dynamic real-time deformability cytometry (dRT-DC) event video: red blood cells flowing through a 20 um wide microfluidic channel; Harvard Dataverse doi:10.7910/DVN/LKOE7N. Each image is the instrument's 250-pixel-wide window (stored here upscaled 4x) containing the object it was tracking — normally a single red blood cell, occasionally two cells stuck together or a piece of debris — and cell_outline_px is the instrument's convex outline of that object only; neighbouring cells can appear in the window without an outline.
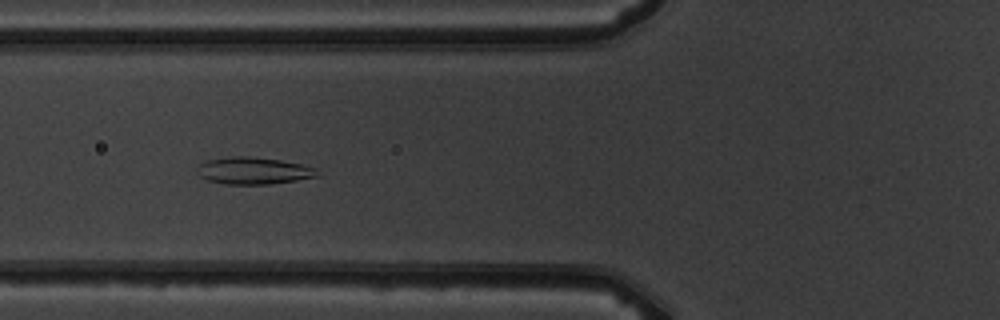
{"species": "common noctule bat (a hibernating species)", "species_latin": "Nyctalus noctula", "temperature_condition": "warm", "stored_images_in_passage": 10, "camera_frame_rate_fps": 3000, "um_per_image_px": 0.085, "animal": {"sex": "male", "body_mass_g": 19.5, "forearm_length_mm": 54.6}, "frame": {"image": 1, "passage_image": 7, "time_ms": 6.667, "image_size_px": [1000, 320], "cell_outline_px": [[320, 176], [296, 180], [268, 184], [224, 184], [208, 180], [200, 176], [196, 172], [196, 168], [200, 164], [208, 160], [232, 156], [248, 156], [280, 160], [300, 164], [316, 168]], "centroid_in_image_um": [21.53, 14.51], "position_along_channel_um": 104.3, "area_um2": 18.84}}
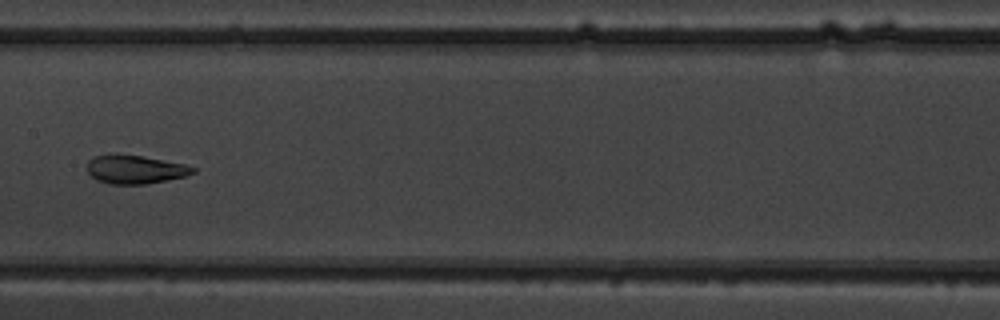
{"frame": {"image": 2, "passage_image": 9, "time_ms": 9.0, "image_size_px": [1000, 320], "cell_outline_px": [[196, 172], [184, 176], [144, 184], [108, 184], [96, 180], [88, 172], [88, 160], [96, 156], [112, 152], [144, 156], [184, 164], [196, 168]], "centroid_in_image_um": [11.44, 14.37], "position_along_channel_um": 196.0, "area_um2": 17.74}}
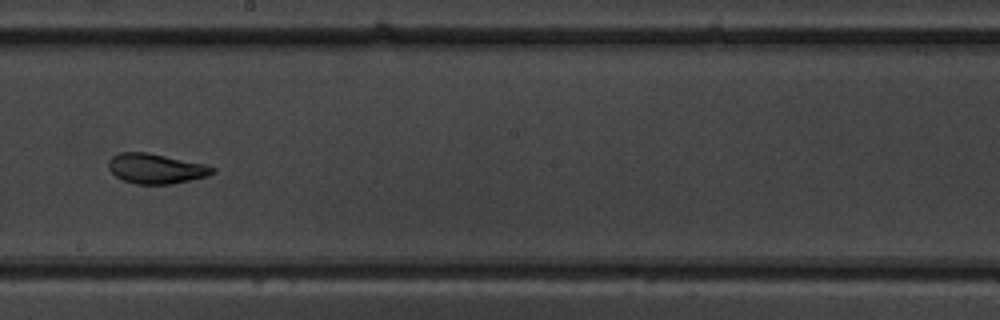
{"frame": {"image": 3, "passage_image": 10, "time_ms": 10.0, "image_size_px": [1000, 320], "cell_outline_px": [[216, 172], [208, 176], [172, 184], [136, 184], [124, 180], [116, 176], [108, 168], [108, 160], [112, 156], [120, 152], [148, 152], [204, 164], [216, 168]], "centroid_in_image_um": [13.26, 14.33], "position_along_channel_um": 234.9, "area_um2": 18.21}}